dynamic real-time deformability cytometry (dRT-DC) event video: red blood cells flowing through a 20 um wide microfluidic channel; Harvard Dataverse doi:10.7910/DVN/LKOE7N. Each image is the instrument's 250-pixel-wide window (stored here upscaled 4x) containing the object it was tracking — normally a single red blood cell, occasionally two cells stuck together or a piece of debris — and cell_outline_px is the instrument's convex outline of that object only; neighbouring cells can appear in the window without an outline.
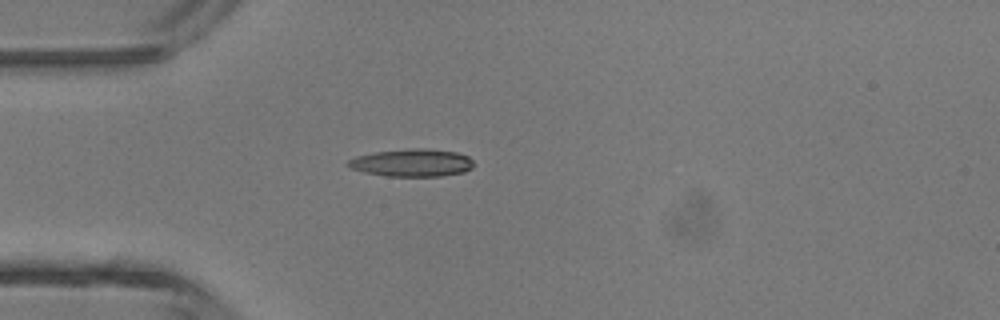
{"species": "common noctule bat (a hibernating species)", "species_latin": "Nyctalus noctula", "temperature_condition": "room temperature", "stored_images_in_passage": 34, "camera_frame_rate_fps": 3000, "um_per_image_px": 0.085, "animal": {"sex": "male", "body_mass_g": 13.3}, "frame": {"image": 1, "passage_image": 1, "time_ms": 0.0, "image_size_px": [1000, 320], "cell_outline_px": [[472, 168], [464, 172], [440, 176], [388, 176], [364, 172], [352, 168], [344, 164], [348, 160], [356, 156], [376, 152], [412, 148], [424, 148], [456, 152], [468, 156], [472, 160]], "centroid_in_image_um": [35.01, 13.83], "position_along_channel_um": 50.0, "area_um2": 20.11}}
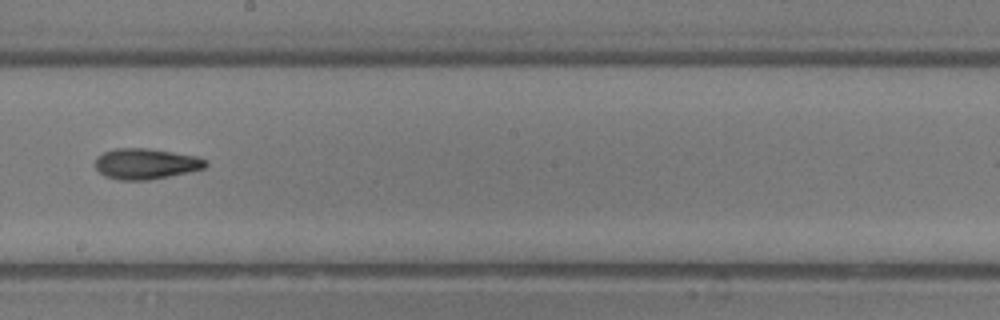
{"frame": {"image": 2, "passage_image": 14, "time_ms": 4.333, "image_size_px": [1000, 320], "cell_outline_px": [[208, 164], [204, 168], [168, 176], [148, 180], [120, 180], [104, 176], [96, 168], [96, 156], [104, 152], [116, 148], [148, 148], [196, 156], [208, 160]], "centroid_in_image_um": [12.38, 13.91], "position_along_channel_um": 235.8, "area_um2": 19.65}}
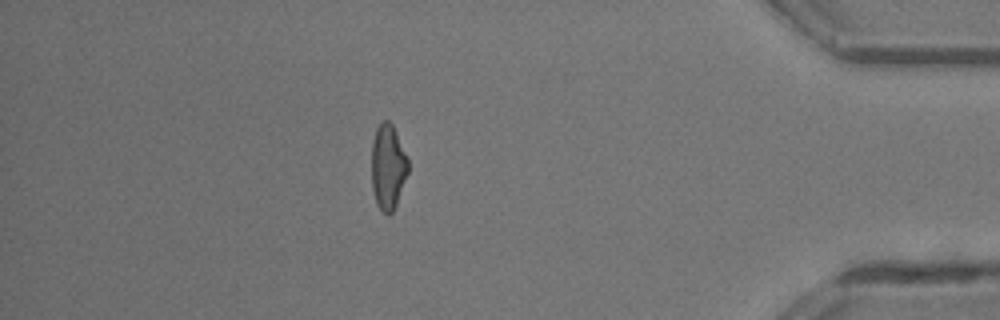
{"frame": {"image": 3, "passage_image": 28, "time_ms": 9.0, "image_size_px": [1000, 320], "cell_outline_px": [[408, 172], [396, 204], [392, 212], [388, 216], [376, 204], [372, 188], [372, 140], [376, 128], [384, 120], [388, 120], [392, 124], [408, 160]], "centroid_in_image_um": [32.96, 14.19], "position_along_channel_um": 402.2, "area_um2": 17.92}, "authors_computed_cell_mechanics": {"area_um2": 18.9295, "velocity_mm_per_s": 4.5379, "shape_relaxation_time_tau1_ms": 6.0922, "shape_relaxation_time_tau2_ms": 4.5644, "deformation_change_tau1": 0.2014, "deformation_change_tau2": 0.1562}}